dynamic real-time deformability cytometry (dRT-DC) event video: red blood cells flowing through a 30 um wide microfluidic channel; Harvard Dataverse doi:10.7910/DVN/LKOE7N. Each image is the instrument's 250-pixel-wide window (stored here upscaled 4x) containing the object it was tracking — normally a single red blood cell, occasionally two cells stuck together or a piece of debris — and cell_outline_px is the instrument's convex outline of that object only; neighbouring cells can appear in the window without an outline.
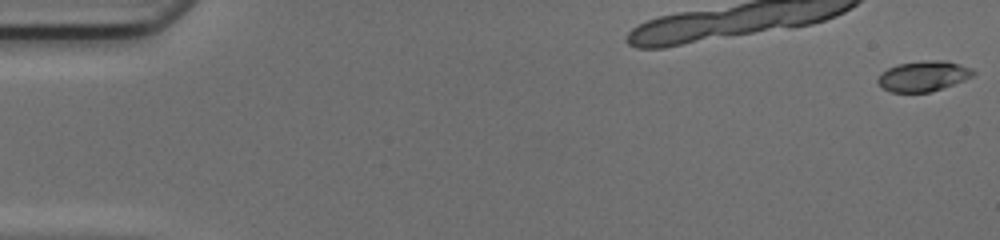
{"species": "common noctule bat (a hibernating species)", "species_latin": "Nyctalus noctula", "temperature_condition": "cold", "stored_images_in_passage": 14, "camera_frame_rate_fps": 3000, "um_per_image_px": 0.085, "animal": {"sex": "female", "body_mass_g": 17.0, "forearm_length_mm": 48.0}, "frame": {"image": 1, "passage_image": 1, "time_ms": 0.0, "image_size_px": [1000, 240], "cell_outline_px": [[976, 76], [928, 92], [892, 92], [884, 88], [876, 80], [880, 72], [896, 64], [924, 60], [948, 60], [972, 68], [976, 72]], "centroid_in_image_um": [78.5, 6.44], "position_along_channel_um": 6.5, "area_um2": 16.99}}
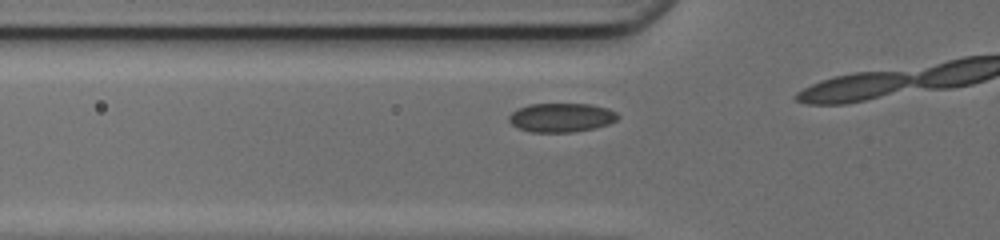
{"frame": {"image": 2, "passage_image": 10, "time_ms": 3.0, "image_size_px": [1000, 240], "cell_outline_px": [[620, 116], [616, 120], [608, 124], [596, 128], [572, 132], [532, 132], [520, 128], [512, 124], [508, 120], [508, 116], [512, 112], [528, 104], [592, 104], [608, 108], [616, 112]], "centroid_in_image_um": [47.74, 9.99], "position_along_channel_um": 78.1, "area_um2": 18.38}}